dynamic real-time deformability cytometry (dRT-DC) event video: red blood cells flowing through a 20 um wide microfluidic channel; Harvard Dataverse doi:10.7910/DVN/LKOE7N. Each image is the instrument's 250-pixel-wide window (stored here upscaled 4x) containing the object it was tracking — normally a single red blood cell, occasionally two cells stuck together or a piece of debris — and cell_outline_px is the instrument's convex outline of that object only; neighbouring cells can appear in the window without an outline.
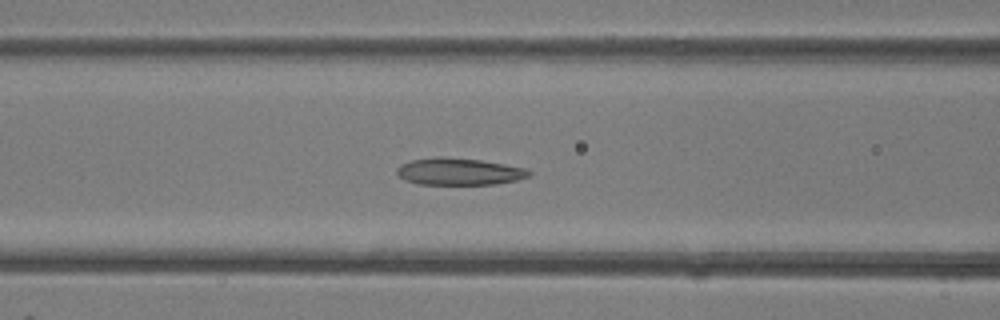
{"species": "common noctule bat (a hibernating species)", "species_latin": "Nyctalus noctula", "temperature_condition": "room temperature", "stored_images_in_passage": 38, "camera_frame_rate_fps": 3000, "um_per_image_px": 0.085, "animal": {"sex": "female"}, "frame": {"image": 1, "passage_image": 15, "time_ms": 4.667, "image_size_px": [1000, 320], "cell_outline_px": [[532, 172], [528, 176], [516, 180], [496, 184], [416, 184], [404, 180], [396, 172], [396, 168], [400, 164], [412, 160], [436, 156], [440, 156], [480, 160], [528, 168]], "centroid_in_image_um": [39.0, 14.58], "position_along_channel_um": 127.6, "area_um2": 20.87}}
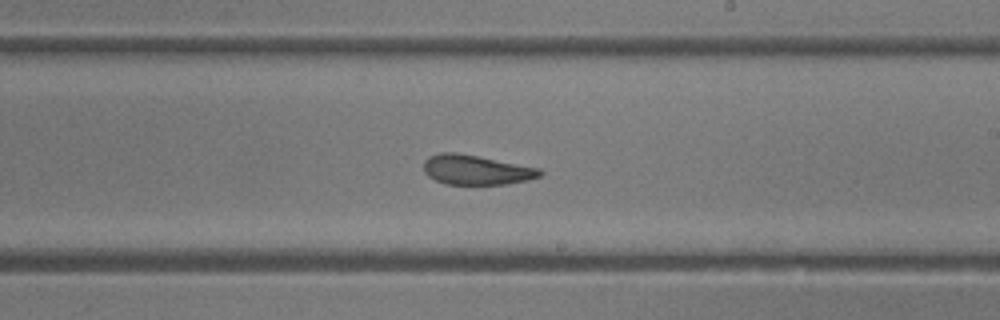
{"frame": {"image": 2, "passage_image": 22, "time_ms": 7.0, "image_size_px": [1000, 320], "cell_outline_px": [[544, 172], [540, 176], [528, 180], [508, 184], [444, 184], [428, 176], [424, 172], [424, 160], [428, 156], [440, 152], [456, 152], [540, 168]], "centroid_in_image_um": [40.46, 14.43], "position_along_channel_um": 248.5, "area_um2": 20.17}}
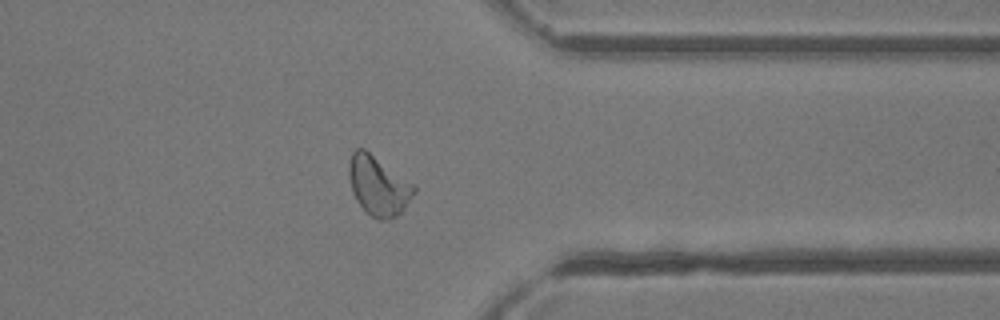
{"frame": {"image": 3, "passage_image": 30, "time_ms": 9.667, "image_size_px": [1000, 320], "cell_outline_px": [[416, 192], [404, 208], [396, 216], [384, 220], [380, 220], [372, 216], [356, 200], [352, 192], [348, 172], [348, 164], [352, 152], [356, 148], [364, 148], [416, 184]], "centroid_in_image_um": [32.17, 15.75], "position_along_channel_um": 379.2, "area_um2": 22.6}}